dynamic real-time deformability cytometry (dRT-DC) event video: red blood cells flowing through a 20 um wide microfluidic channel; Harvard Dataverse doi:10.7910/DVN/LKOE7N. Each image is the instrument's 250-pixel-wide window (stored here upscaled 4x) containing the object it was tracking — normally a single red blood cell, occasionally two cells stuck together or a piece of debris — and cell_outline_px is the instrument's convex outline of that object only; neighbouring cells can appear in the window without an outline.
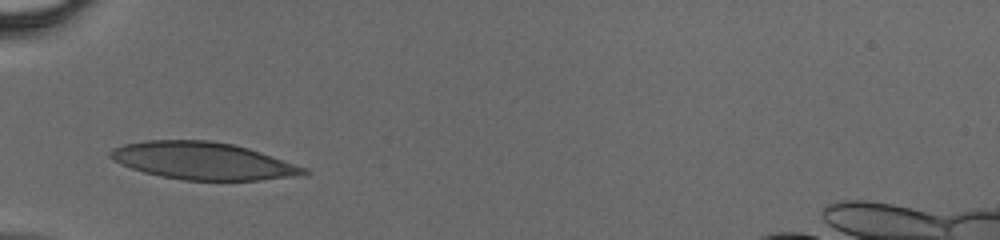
{"species": "human", "species_latin": "Homo sapiens", "temperature_condition": "cold", "stored_images_in_passage": 25, "camera_frame_rate_fps": 3000, "um_per_image_px": 0.085, "donor": {"sex": "male"}, "frame": {"image": 1, "passage_image": 1, "time_ms": 0.0, "image_size_px": [1000, 240], "cell_outline_px": [[312, 172], [292, 176], [260, 180], [184, 180], [160, 176], [144, 172], [120, 164], [112, 160], [108, 156], [108, 152], [112, 148], [124, 144], [144, 140], [208, 140], [232, 144], [248, 148], [308, 168]], "centroid_in_image_um": [17.21, 13.67], "position_along_channel_um": 67.8, "area_um2": 42.02}}
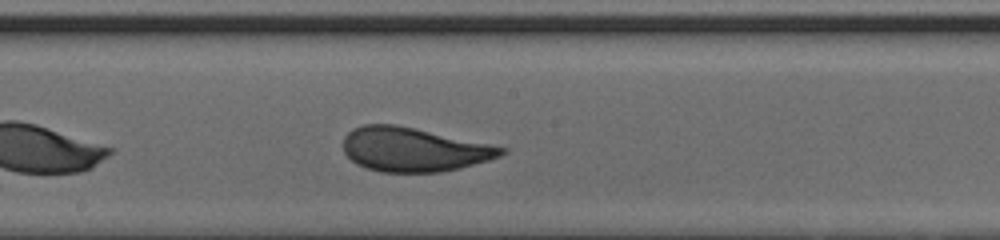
{"frame": {"image": 2, "passage_image": 11, "time_ms": 3.333, "image_size_px": [1000, 240], "cell_outline_px": [[508, 152], [500, 156], [488, 160], [460, 168], [440, 172], [380, 172], [356, 164], [344, 152], [344, 136], [352, 128], [364, 124], [396, 124], [416, 128], [508, 148]], "centroid_in_image_um": [35.16, 12.7], "position_along_channel_um": 213.0, "area_um2": 40.58}}
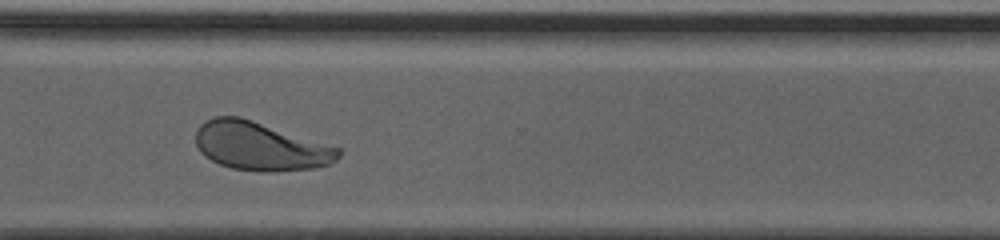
{"frame": {"image": 3, "passage_image": 20, "time_ms": 6.333, "image_size_px": [1000, 240], "cell_outline_px": [[344, 152], [336, 160], [328, 164], [316, 168], [268, 172], [232, 168], [220, 164], [204, 156], [200, 152], [196, 144], [196, 132], [200, 124], [216, 116], [240, 116], [344, 148]], "centroid_in_image_um": [22.19, 12.42], "position_along_channel_um": 348.4, "area_um2": 40.69}}